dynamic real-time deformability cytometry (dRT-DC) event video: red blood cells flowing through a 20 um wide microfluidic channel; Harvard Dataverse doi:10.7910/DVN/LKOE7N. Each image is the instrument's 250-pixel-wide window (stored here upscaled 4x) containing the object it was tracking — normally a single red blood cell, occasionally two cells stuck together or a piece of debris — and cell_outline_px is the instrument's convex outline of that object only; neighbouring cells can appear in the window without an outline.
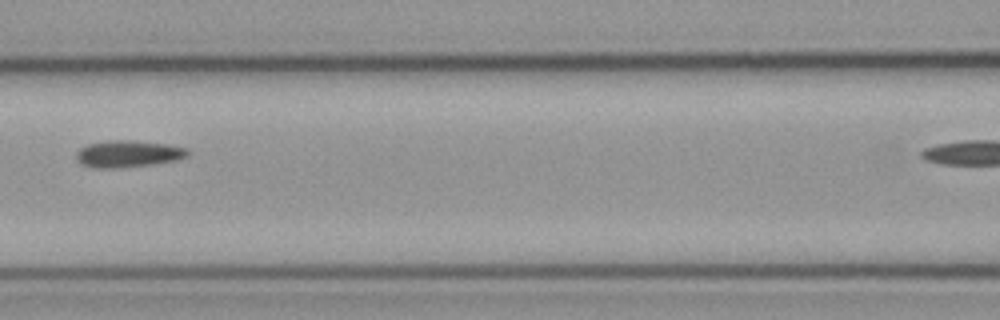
{"species": "common noctule bat (a hibernating species)", "species_latin": "Nyctalus noctula", "temperature_condition": "cold", "stored_images_in_passage": 5, "segment_of_instrument_passage": [1, 2], "camera_frame_rate_fps": 3000, "um_per_image_px": 0.085, "animal": {"sex": "male", "body_mass_g": 23.1, "forearm_length_mm": 52.7}, "frame": {"image": 1, "passage_image": 4, "time_ms": 1.0, "image_size_px": [1000, 320], "cell_outline_px": [[188, 156], [176, 160], [152, 164], [112, 168], [96, 168], [80, 164], [76, 160], [76, 152], [80, 148], [88, 144], [108, 140], [132, 140], [168, 144], [188, 148]], "centroid_in_image_um": [10.87, 13.06], "position_along_channel_um": 155.7, "area_um2": 17.46}}